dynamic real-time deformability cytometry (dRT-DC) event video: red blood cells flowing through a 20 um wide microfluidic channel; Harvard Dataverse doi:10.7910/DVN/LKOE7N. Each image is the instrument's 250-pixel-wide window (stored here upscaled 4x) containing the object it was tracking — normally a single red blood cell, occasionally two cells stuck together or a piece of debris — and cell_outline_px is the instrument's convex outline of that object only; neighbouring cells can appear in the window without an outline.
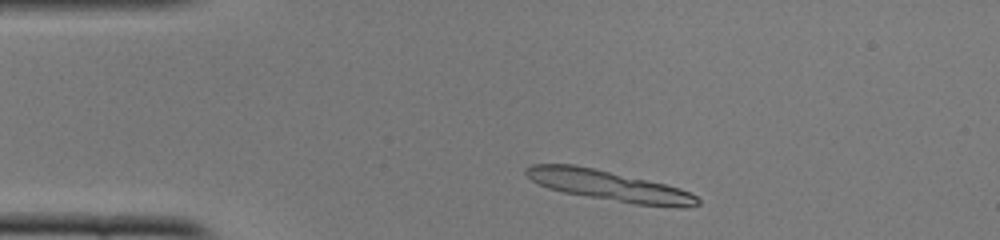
{"species": "common noctule bat (a hibernating species)", "species_latin": "Nyctalus noctula", "temperature_condition": "cold", "stored_images_in_passage": 8, "camera_frame_rate_fps": 3000, "um_per_image_px": 0.085, "animal": {"sex": "female", "body_mass_g": 22.0, "forearm_length_mm": 56.7}, "frame": {"image": 1, "passage_image": 4, "time_ms": 1.0, "image_size_px": [1000, 240], "cell_outline_px": [[700, 204], [688, 208], [680, 208], [636, 204], [564, 192], [548, 188], [532, 180], [524, 172], [524, 168], [532, 164], [572, 164], [592, 168], [664, 184], [680, 188], [696, 196], [700, 200]], "centroid_in_image_um": [51.78, 15.79], "position_along_channel_um": 33.2, "area_um2": 29.82}}